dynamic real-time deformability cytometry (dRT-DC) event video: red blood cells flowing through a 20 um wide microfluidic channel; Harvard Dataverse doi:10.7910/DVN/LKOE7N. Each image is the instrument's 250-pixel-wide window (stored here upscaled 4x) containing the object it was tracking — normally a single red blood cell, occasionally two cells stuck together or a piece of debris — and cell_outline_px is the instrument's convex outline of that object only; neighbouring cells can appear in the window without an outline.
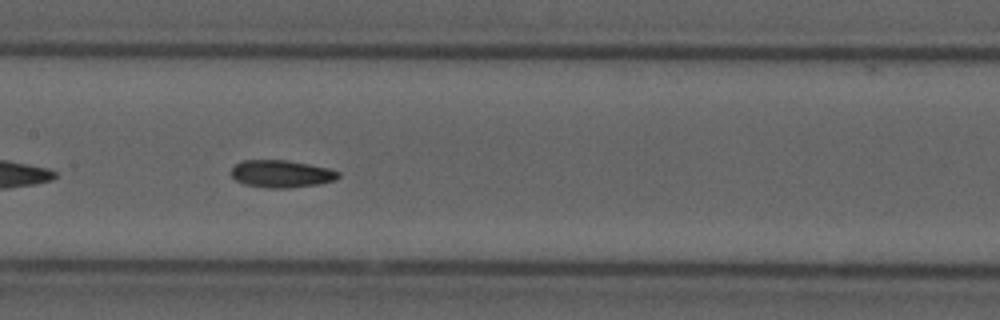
{"species": "common noctule bat (a hibernating species)", "species_latin": "Nyctalus noctula", "temperature_condition": "cold", "stored_images_in_passage": 19, "camera_frame_rate_fps": 3000, "um_per_image_px": 0.085, "animal": {"sex": "male", "forearm_length_mm": 52.5}, "frame": {"image": 1, "passage_image": 12, "time_ms": 3.667, "image_size_px": [1000, 320], "cell_outline_px": [[340, 176], [336, 180], [320, 184], [288, 188], [268, 188], [244, 184], [236, 180], [232, 176], [232, 168], [236, 164], [244, 160], [288, 160], [328, 168], [340, 172]], "centroid_in_image_um": [23.95, 14.78], "position_along_channel_um": 183.5, "area_um2": 17.11}}